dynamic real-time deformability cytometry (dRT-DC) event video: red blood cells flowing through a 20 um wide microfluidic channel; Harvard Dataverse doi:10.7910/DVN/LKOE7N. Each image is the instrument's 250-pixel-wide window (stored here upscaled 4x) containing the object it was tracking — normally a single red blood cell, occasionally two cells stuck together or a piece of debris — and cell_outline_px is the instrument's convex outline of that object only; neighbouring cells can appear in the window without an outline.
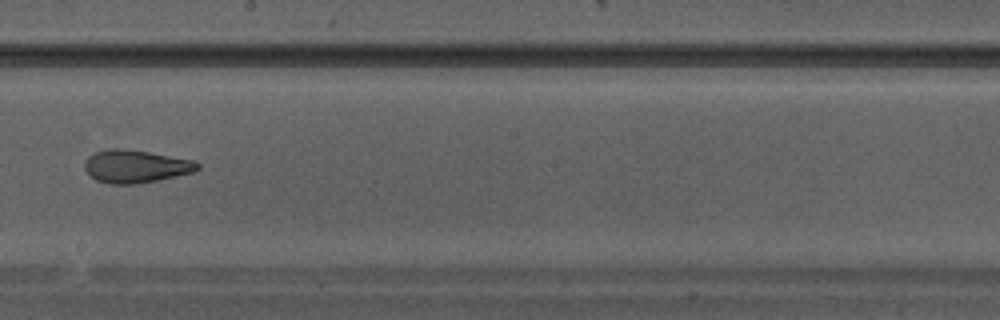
{"species": "Egyptian fruit bat (a non-hibernating species)", "species_latin": "Rousettus aegyptiacus", "temperature_condition": "warm", "stored_images_in_passage": 35, "camera_frame_rate_fps": 3000, "um_per_image_px": 0.085, "animal": {"sex": "male"}, "frame": {"image": 1, "passage_image": 20, "time_ms": 6.333, "image_size_px": [1000, 320], "cell_outline_px": [[200, 168], [192, 172], [160, 180], [136, 184], [112, 184], [96, 180], [84, 168], [84, 160], [88, 156], [96, 152], [108, 148], [120, 148], [148, 152], [192, 160], [200, 164]], "centroid_in_image_um": [11.51, 14.14], "position_along_channel_um": 236.7, "area_um2": 21.5}}